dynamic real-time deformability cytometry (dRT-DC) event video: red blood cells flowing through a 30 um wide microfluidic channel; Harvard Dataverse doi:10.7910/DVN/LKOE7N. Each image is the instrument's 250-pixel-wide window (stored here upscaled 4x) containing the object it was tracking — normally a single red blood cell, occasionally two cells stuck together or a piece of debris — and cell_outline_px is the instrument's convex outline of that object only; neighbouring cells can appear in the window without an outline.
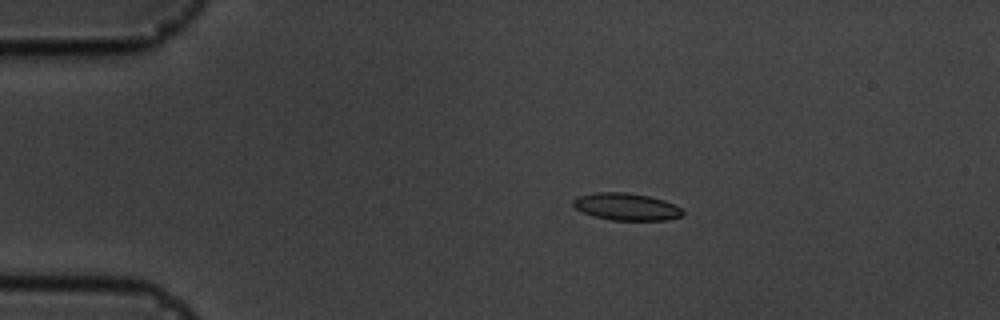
{"species": "common noctule bat (a hibernating species)", "species_latin": "Nyctalus noctula", "temperature_condition": "cold", "stored_images_in_passage": 16, "camera_frame_rate_fps": 3000, "um_per_image_px": 0.085, "animal": {"sex": "male", "body_mass_g": 19.5, "forearm_length_mm": 54.6}, "frame": {"image": 1, "passage_image": 3, "time_ms": 2.333, "image_size_px": [1000, 320], "cell_outline_px": [[684, 212], [680, 216], [668, 220], [612, 220], [592, 216], [576, 208], [572, 204], [572, 200], [576, 196], [592, 192], [624, 192], [648, 196], [664, 200], [680, 208]], "centroid_in_image_um": [53.18, 17.56], "position_along_channel_um": 31.8, "area_um2": 17.34}}
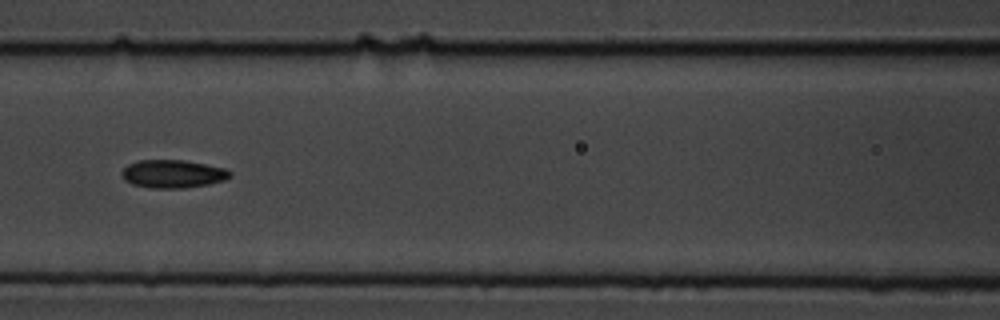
{"frame": {"image": 2, "passage_image": 7, "time_ms": 7.0, "image_size_px": [1000, 320], "cell_outline_px": [[232, 176], [224, 180], [208, 184], [184, 188], [152, 188], [132, 184], [124, 180], [120, 172], [128, 164], [140, 160], [184, 160], [224, 168], [232, 172]], "centroid_in_image_um": [14.68, 14.78], "position_along_channel_um": 151.9, "area_um2": 17.69}}
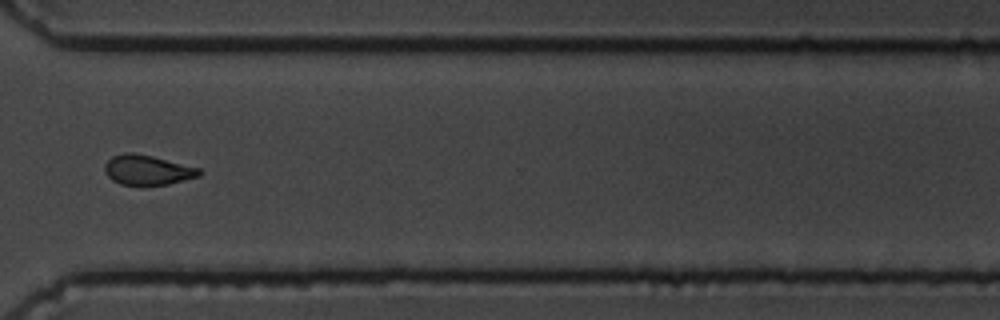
{"frame": {"image": 3, "passage_image": 12, "time_ms": 12.667, "image_size_px": [1000, 320], "cell_outline_px": [[204, 172], [200, 176], [168, 184], [140, 188], [120, 184], [112, 180], [104, 172], [104, 164], [112, 156], [124, 152], [132, 152], [152, 156], [200, 168]], "centroid_in_image_um": [12.52, 14.49], "position_along_channel_um": 358.1, "area_um2": 17.11}, "authors_computed_cell_mechanics": {"area_um2": 16.7042, "velocity_mm_per_s": 3.6471, "shape_relaxation_time_tau1_ms": 4.3292, "shape_relaxation_time_tau2_ms": 2.6284, "deformation_change_tau1": 0.0918, "deformation_change_tau2": 0.0652}}